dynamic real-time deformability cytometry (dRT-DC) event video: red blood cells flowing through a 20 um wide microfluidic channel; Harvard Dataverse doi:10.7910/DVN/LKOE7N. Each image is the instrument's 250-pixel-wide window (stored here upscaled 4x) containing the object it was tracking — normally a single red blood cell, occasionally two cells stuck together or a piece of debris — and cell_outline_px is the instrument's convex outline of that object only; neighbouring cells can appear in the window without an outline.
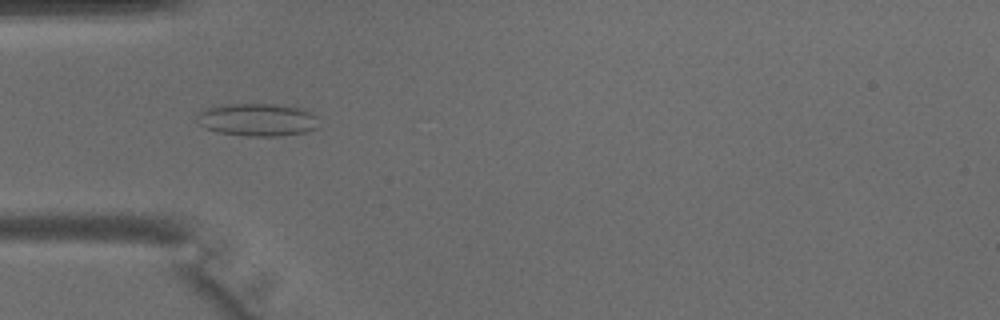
{"species": "common noctule bat (a hibernating species)", "species_latin": "Nyctalus noctula", "temperature_condition": "warm", "stored_images_in_passage": 6, "camera_frame_rate_fps": 3000, "um_per_image_px": 0.085, "animal": {"sex": "male", "body_mass_g": 15.6}, "frame": {"image": 1, "passage_image": 4, "time_ms": 1.0, "image_size_px": [1000, 320], "cell_outline_px": [[320, 128], [304, 132], [280, 136], [248, 136], [220, 132], [208, 128], [200, 124], [196, 116], [200, 112], [208, 108], [228, 104], [276, 104], [304, 108], [312, 112], [316, 116]], "centroid_in_image_um": [21.97, 10.17], "position_along_channel_um": 63.0, "area_um2": 23.18}}